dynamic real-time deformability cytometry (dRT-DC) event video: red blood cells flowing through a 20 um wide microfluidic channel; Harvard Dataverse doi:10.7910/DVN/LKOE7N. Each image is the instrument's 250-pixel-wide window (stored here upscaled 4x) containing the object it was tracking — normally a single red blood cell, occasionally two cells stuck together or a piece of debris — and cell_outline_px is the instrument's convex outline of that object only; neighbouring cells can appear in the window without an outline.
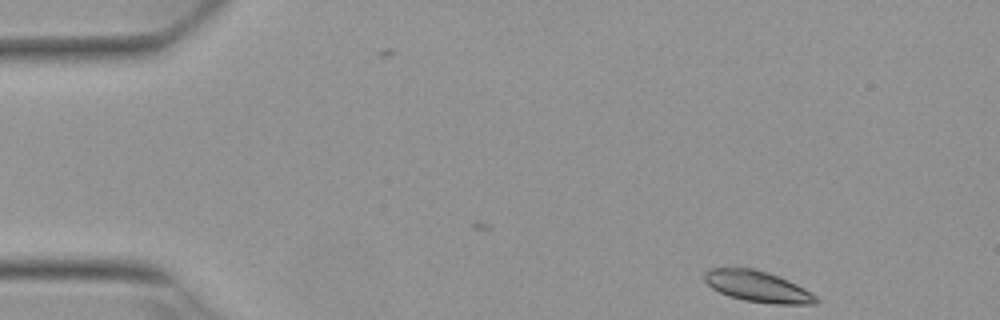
{"species": "Egyptian fruit bat (a non-hibernating species)", "species_latin": "Rousettus aegyptiacus", "temperature_condition": "warm", "stored_images_in_passage": 44, "camera_frame_rate_fps": 3000, "um_per_image_px": 0.085, "animal": {"sex": "female"}, "frame": {"image": 1, "passage_image": 1, "time_ms": 0.0, "image_size_px": [1000, 320], "cell_outline_px": [[820, 300], [816, 304], [776, 304], [744, 300], [728, 296], [712, 288], [704, 280], [704, 272], [712, 268], [752, 268], [768, 272], [788, 280], [804, 288], [816, 296]], "centroid_in_image_um": [64.4, 24.35], "position_along_channel_um": 20.6, "area_um2": 20.11}}
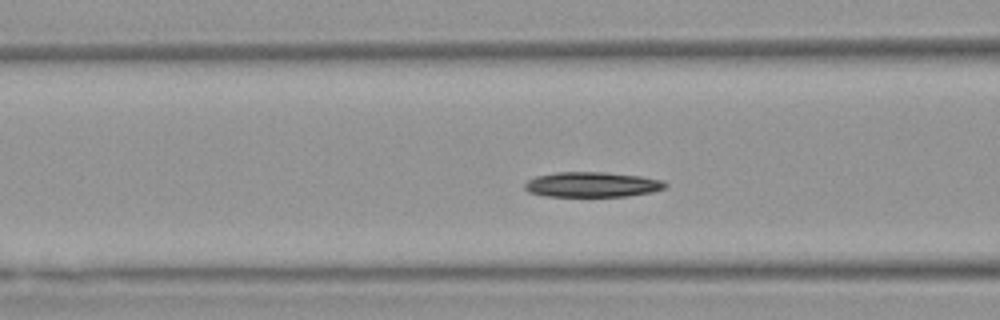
{"frame": {"image": 2, "passage_image": 16, "time_ms": 5.0, "image_size_px": [1000, 320], "cell_outline_px": [[668, 184], [664, 188], [652, 192], [628, 196], [548, 196], [528, 192], [524, 188], [524, 184], [528, 180], [536, 176], [556, 172], [608, 172], [640, 176], [664, 180]], "centroid_in_image_um": [50.34, 15.68], "position_along_channel_um": 116.3, "area_um2": 20.63}}
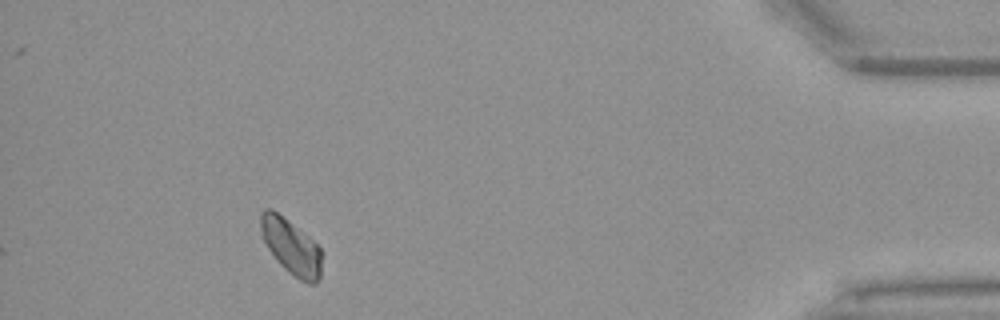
{"frame": {"image": 3, "passage_image": 44, "time_ms": 14.333, "image_size_px": [1000, 320], "cell_outline_px": [[324, 252], [320, 276], [316, 284], [308, 284], [300, 280], [288, 272], [280, 264], [268, 248], [260, 236], [260, 212], [264, 208], [272, 208], [308, 236]], "centroid_in_image_um": [24.75, 20.98], "position_along_channel_um": 410.5, "area_um2": 20.0}, "authors_computed_cell_mechanics": {"area_um2": 20.6924, "velocity_mm_per_s": 3.7958, "shape_relaxation_time_tau1_ms": 1.826, "shape_relaxation_time_tau2_ms": null, "deformation_change_tau1": 0.0576, "deformation_change_tau2": null}}